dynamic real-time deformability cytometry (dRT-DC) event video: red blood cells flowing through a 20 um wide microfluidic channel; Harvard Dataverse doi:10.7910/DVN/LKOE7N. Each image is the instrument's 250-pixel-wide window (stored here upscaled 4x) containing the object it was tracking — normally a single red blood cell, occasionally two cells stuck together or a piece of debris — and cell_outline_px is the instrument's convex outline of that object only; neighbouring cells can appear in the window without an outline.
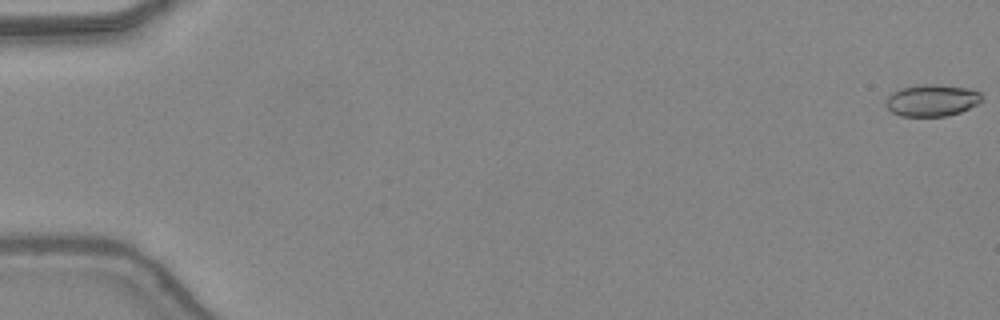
{"species": "common noctule bat (a hibernating species)", "species_latin": "Nyctalus noctula", "temperature_condition": "warm", "stored_images_in_passage": 48, "camera_frame_rate_fps": 3000, "um_per_image_px": 0.085, "animal": {"sex": "female", "body_mass_g": 24.6, "forearm_length_mm": 56.2}, "frame": {"image": 1, "passage_image": 1, "time_ms": 0.0, "image_size_px": [1000, 320], "cell_outline_px": [[984, 100], [960, 112], [948, 116], [900, 116], [892, 112], [884, 104], [888, 96], [892, 92], [900, 88], [920, 84], [936, 84], [968, 88], [980, 92]], "centroid_in_image_um": [79.2, 8.52], "position_along_channel_um": 5.8, "area_um2": 17.92}}
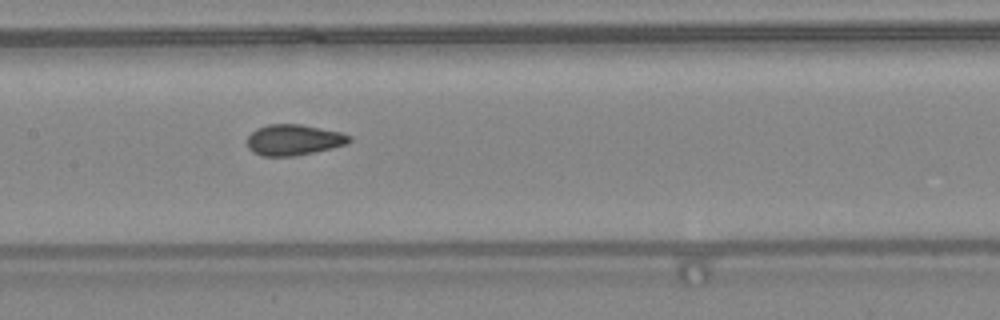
{"frame": {"image": 2, "passage_image": 25, "time_ms": 8.0, "image_size_px": [1000, 320], "cell_outline_px": [[352, 140], [348, 144], [332, 148], [292, 156], [264, 156], [252, 152], [248, 148], [248, 136], [256, 128], [268, 124], [300, 124], [340, 132], [352, 136]], "centroid_in_image_um": [24.97, 11.88], "position_along_channel_um": 182.4, "area_um2": 18.32}}
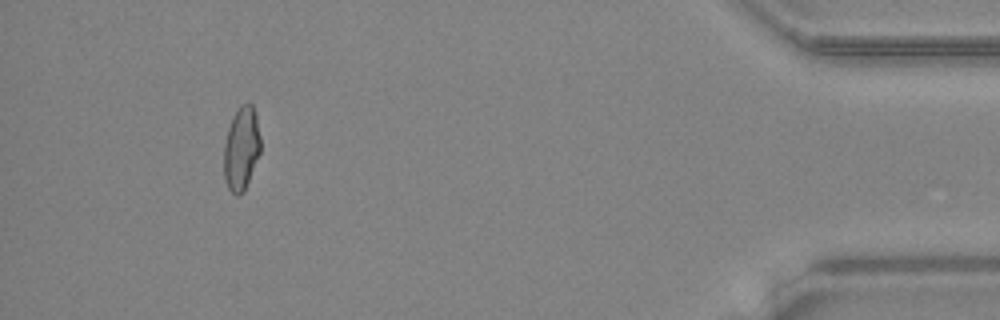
{"frame": {"image": 3, "passage_image": 45, "time_ms": 14.667, "image_size_px": [1000, 320], "cell_outline_px": [[260, 152], [244, 192], [240, 196], [236, 196], [228, 188], [224, 180], [224, 144], [228, 128], [232, 116], [248, 100], [252, 104], [256, 112], [260, 136]], "centroid_in_image_um": [20.52, 12.63], "position_along_channel_um": 414.7, "area_um2": 17.98}, "authors_computed_cell_mechanics": {"area_um2": 17.9469, "velocity_mm_per_s": 4.4292, "shape_relaxation_time_tau1_ms": null, "shape_relaxation_time_tau2_ms": 1.2854, "deformation_change_tau1": null, "deformation_change_tau2": 0.0806}}